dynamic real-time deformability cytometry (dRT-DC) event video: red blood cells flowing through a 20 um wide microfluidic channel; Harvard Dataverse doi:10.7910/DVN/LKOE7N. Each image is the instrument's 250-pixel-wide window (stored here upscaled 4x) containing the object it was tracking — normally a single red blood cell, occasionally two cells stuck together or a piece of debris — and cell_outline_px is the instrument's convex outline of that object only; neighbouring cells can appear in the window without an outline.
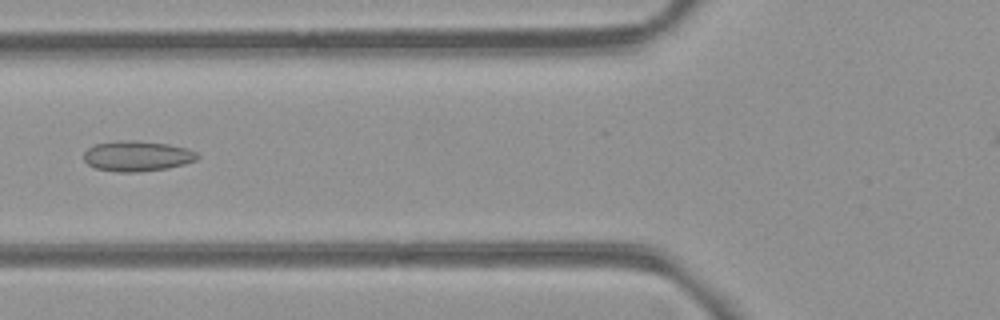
{"species": "common noctule bat (a hibernating species)", "species_latin": "Nyctalus noctula", "temperature_condition": "room temperature", "stored_images_in_passage": 7, "camera_frame_rate_fps": 3000, "um_per_image_px": 0.085, "animal": {"sex": "female", "body_mass_g": 21.9}, "frame": {"image": 1, "passage_image": 6, "time_ms": 6.0, "image_size_px": [1000, 320], "cell_outline_px": [[200, 156], [196, 160], [184, 164], [168, 168], [136, 172], [116, 172], [96, 168], [88, 164], [84, 160], [84, 152], [88, 148], [96, 144], [116, 140], [136, 140], [168, 144], [188, 148], [196, 152]], "centroid_in_image_um": [11.66, 13.26], "position_along_channel_um": 114.1, "area_um2": 20.23}}
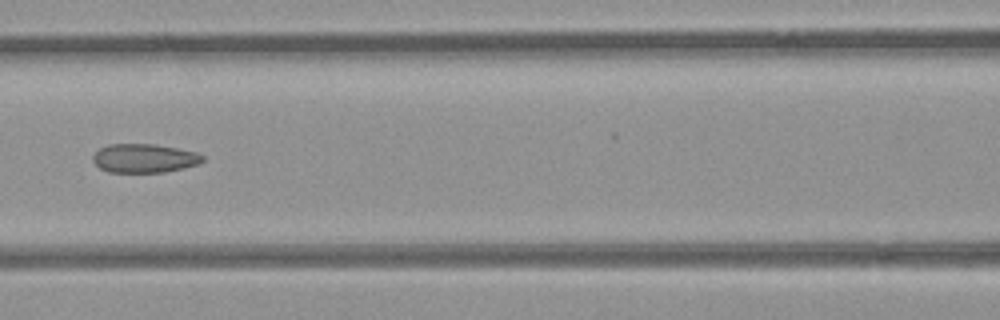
{"frame": {"image": 2, "passage_image": 7, "time_ms": 7.0, "image_size_px": [1000, 320], "cell_outline_px": [[204, 160], [196, 164], [184, 168], [164, 172], [108, 172], [100, 168], [92, 160], [92, 156], [100, 148], [108, 144], [152, 144], [176, 148], [196, 152], [204, 156]], "centroid_in_image_um": [12.24, 13.45], "position_along_channel_um": 154.4, "area_um2": 18.32}}